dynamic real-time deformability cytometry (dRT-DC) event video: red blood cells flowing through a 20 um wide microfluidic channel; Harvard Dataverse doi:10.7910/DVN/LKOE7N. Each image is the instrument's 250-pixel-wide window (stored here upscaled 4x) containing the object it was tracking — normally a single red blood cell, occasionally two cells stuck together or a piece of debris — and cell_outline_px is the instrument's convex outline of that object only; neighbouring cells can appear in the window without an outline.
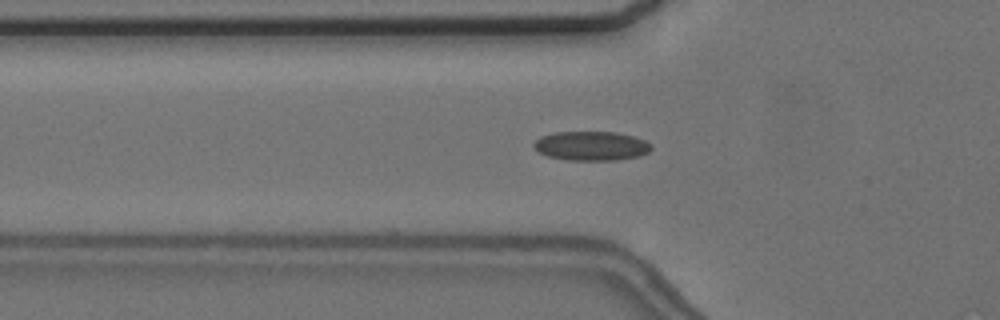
{"species": "common noctule bat (a hibernating species)", "species_latin": "Nyctalus noctula", "temperature_condition": "cold", "stored_images_in_passage": 40, "camera_frame_rate_fps": 3000, "um_per_image_px": 0.085, "animal": {"sex": "female", "body_mass_g": 24.6, "forearm_length_mm": 56.2}, "frame": {"image": 1, "passage_image": 3, "time_ms": 0.667, "image_size_px": [1000, 320], "cell_outline_px": [[652, 148], [648, 152], [640, 156], [616, 160], [568, 160], [548, 156], [540, 152], [532, 144], [540, 136], [556, 132], [616, 132], [632, 136], [644, 140], [652, 144]], "centroid_in_image_um": [50.28, 12.4], "position_along_channel_um": 75.5, "area_um2": 19.94}}
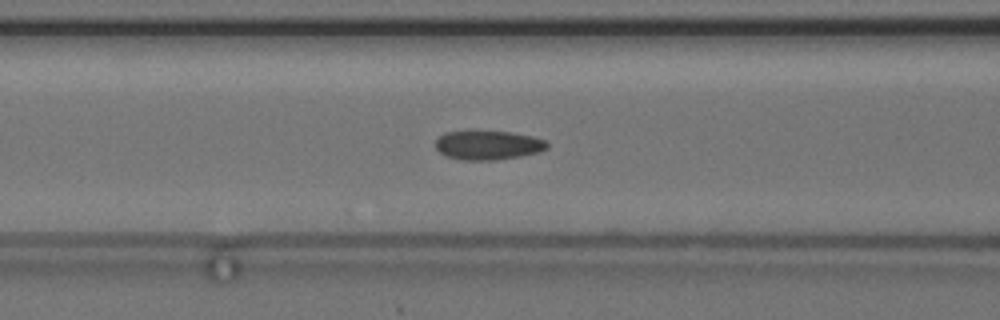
{"frame": {"image": 2, "passage_image": 7, "time_ms": 2.0, "image_size_px": [1000, 320], "cell_outline_px": [[548, 148], [540, 152], [520, 156], [496, 160], [464, 160], [444, 156], [436, 148], [436, 140], [444, 132], [468, 128], [472, 128], [512, 132], [532, 136], [544, 140], [548, 144]], "centroid_in_image_um": [41.44, 12.29], "position_along_channel_um": 125.2, "area_um2": 19.83}}
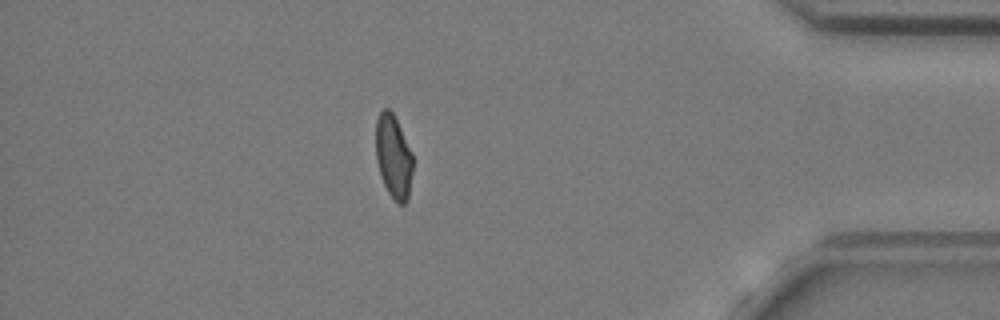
{"frame": {"image": 3, "passage_image": 33, "time_ms": 10.667, "image_size_px": [1000, 320], "cell_outline_px": [[412, 172], [408, 200], [404, 204], [400, 204], [388, 192], [380, 176], [376, 160], [376, 120], [380, 112], [384, 108], [388, 108], [392, 112], [412, 152]], "centroid_in_image_um": [33.43, 13.32], "position_along_channel_um": 401.8, "area_um2": 17.86}, "authors_computed_cell_mechanics": {"area_um2": 19.1318, "velocity_mm_per_s": 3.6495, "shape_relaxation_time_tau1_ms": null, "shape_relaxation_time_tau2_ms": 1.4956, "deformation_change_tau1": null, "deformation_change_tau2": 0.0765}}